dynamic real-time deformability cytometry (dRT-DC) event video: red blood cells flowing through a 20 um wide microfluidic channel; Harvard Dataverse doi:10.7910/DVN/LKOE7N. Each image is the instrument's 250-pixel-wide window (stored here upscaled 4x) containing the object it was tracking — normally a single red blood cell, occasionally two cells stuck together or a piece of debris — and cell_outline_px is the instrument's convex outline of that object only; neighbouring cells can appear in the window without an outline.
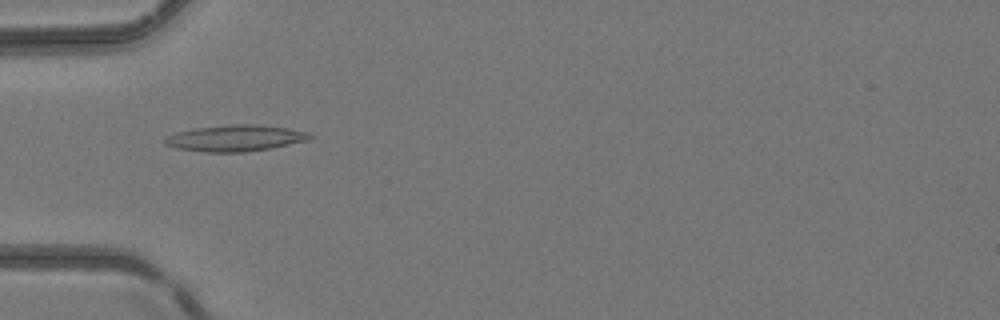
{"species": "common noctule bat (a hibernating species)", "species_latin": "Nyctalus noctula", "temperature_condition": "room temperature", "stored_images_in_passage": 42, "camera_frame_rate_fps": 3000, "um_per_image_px": 0.085, "animal": {"sex": "female", "body_mass_g": 24.6, "forearm_length_mm": 56.2}, "frame": {"image": 1, "passage_image": 9, "time_ms": 2.667, "image_size_px": [1000, 320], "cell_outline_px": [[316, 136], [308, 140], [268, 148], [244, 152], [204, 152], [176, 148], [164, 144], [164, 140], [168, 136], [176, 132], [196, 128], [232, 124], [256, 124], [288, 128], [308, 132]], "centroid_in_image_um": [20.01, 11.74], "position_along_channel_um": 65.0, "area_um2": 22.08}}
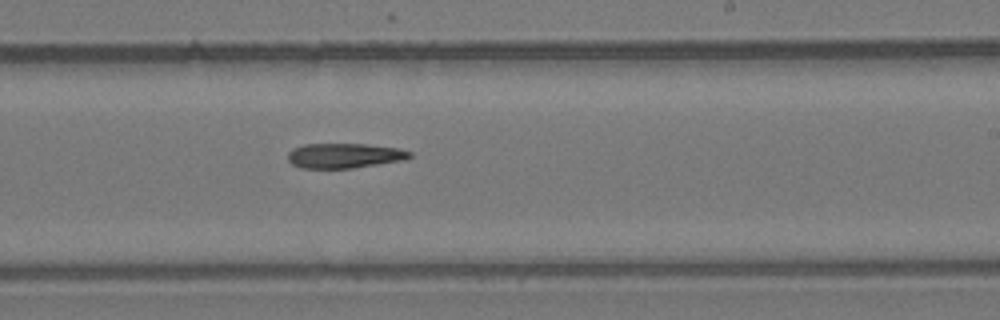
{"frame": {"image": 2, "passage_image": 23, "time_ms": 7.333, "image_size_px": [1000, 320], "cell_outline_px": [[412, 156], [404, 160], [352, 168], [300, 168], [292, 164], [288, 160], [288, 152], [292, 148], [304, 144], [364, 144], [400, 148], [412, 152]], "centroid_in_image_um": [29.26, 13.23], "position_along_channel_um": 259.7, "area_um2": 17.74}}
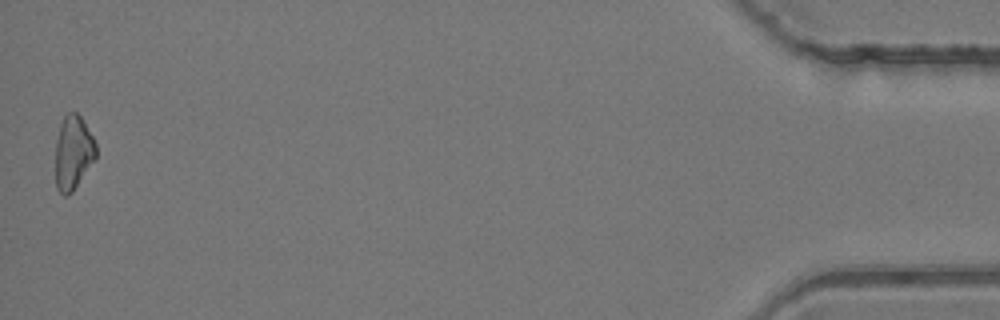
{"frame": {"image": 3, "passage_image": 42, "time_ms": 13.667, "image_size_px": [1000, 320], "cell_outline_px": [[96, 156], [72, 192], [68, 196], [64, 196], [56, 188], [56, 140], [60, 124], [64, 116], [68, 112], [76, 112], [84, 120], [96, 144]], "centroid_in_image_um": [6.21, 12.95], "position_along_channel_um": 429.0, "area_um2": 17.34}}